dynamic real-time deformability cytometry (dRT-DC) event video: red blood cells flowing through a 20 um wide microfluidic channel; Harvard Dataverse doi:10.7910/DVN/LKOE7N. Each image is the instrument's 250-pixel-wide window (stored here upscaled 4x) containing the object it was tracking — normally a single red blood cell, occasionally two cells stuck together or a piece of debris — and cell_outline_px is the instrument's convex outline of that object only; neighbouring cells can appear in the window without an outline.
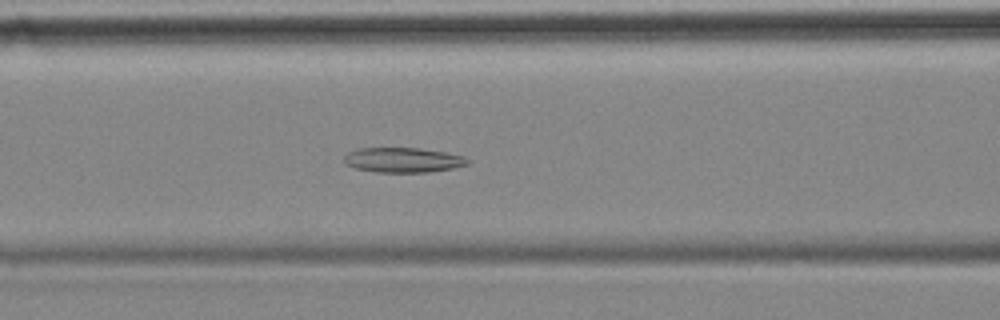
{"species": "common noctule bat (a hibernating species)", "species_latin": "Nyctalus noctula", "temperature_condition": "cold", "stored_images_in_passage": 48, "camera_frame_rate_fps": 3000, "um_per_image_px": 0.085, "animal": {"sex": "female", "body_mass_g": 18.4}, "frame": {"image": 1, "passage_image": 14, "time_ms": 4.333, "image_size_px": [1000, 320], "cell_outline_px": [[472, 160], [468, 164], [452, 168], [428, 172], [376, 172], [356, 168], [344, 164], [344, 156], [348, 152], [356, 148], [420, 148], [444, 152], [464, 156]], "centroid_in_image_um": [34.25, 13.59], "position_along_channel_um": 132.4, "area_um2": 17.98}}
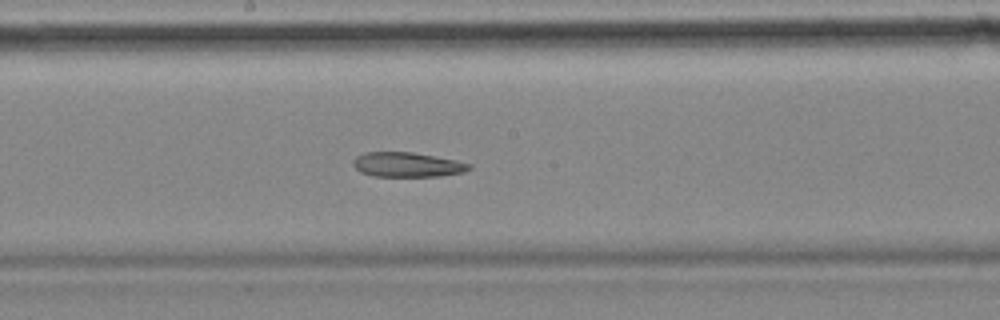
{"frame": {"image": 2, "passage_image": 21, "time_ms": 6.667, "image_size_px": [1000, 320], "cell_outline_px": [[472, 168], [464, 172], [440, 176], [372, 176], [360, 172], [352, 164], [352, 160], [356, 156], [364, 152], [412, 152], [456, 160], [472, 164]], "centroid_in_image_um": [34.6, 13.99], "position_along_channel_um": 213.6, "area_um2": 16.76}}
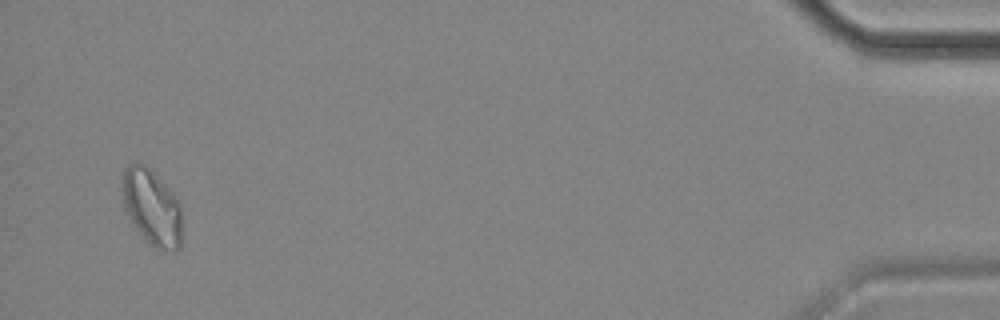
{"frame": {"image": 3, "passage_image": 46, "time_ms": 15.0, "image_size_px": [1000, 320], "cell_outline_px": [[180, 248], [176, 252], [172, 252], [156, 248], [148, 244], [136, 228], [128, 216], [124, 208], [120, 188], [124, 172], [128, 164], [144, 164], [176, 196], [180, 204]], "centroid_in_image_um": [12.88, 17.65], "position_along_channel_um": 422.3, "area_um2": 26.36}}